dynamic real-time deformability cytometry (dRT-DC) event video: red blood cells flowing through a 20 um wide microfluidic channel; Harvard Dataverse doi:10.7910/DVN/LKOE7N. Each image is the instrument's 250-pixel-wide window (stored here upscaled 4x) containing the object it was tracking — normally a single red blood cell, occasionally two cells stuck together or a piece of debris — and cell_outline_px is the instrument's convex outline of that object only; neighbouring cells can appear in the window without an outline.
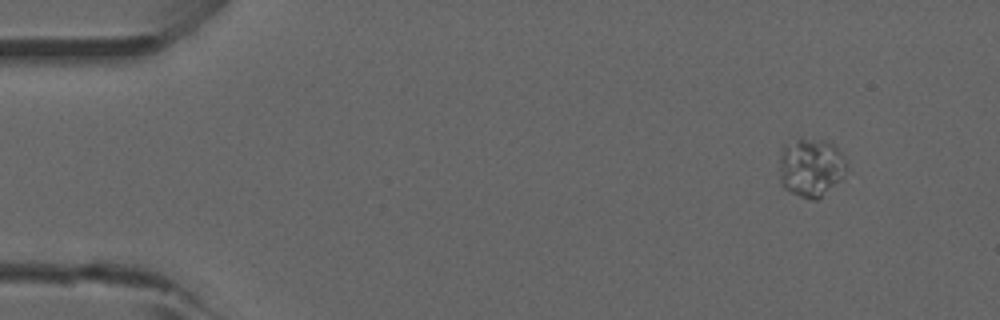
{"species": "common noctule bat (a hibernating species)", "species_latin": "Nyctalus noctula", "temperature_condition": "room temperature", "stored_images_in_passage": 48, "camera_frame_rate_fps": 3000, "um_per_image_px": 0.085, "animal": {"sex": "male", "forearm_length_mm": 52.5}, "frame": {"image": 1, "passage_image": 1, "time_ms": 0.0, "image_size_px": [1000, 320], "cell_outline_px": [[844, 180], [816, 200], [812, 200], [800, 196], [784, 188], [780, 184], [780, 160], [784, 144], [796, 140], [824, 140], [832, 144], [840, 152], [844, 164]], "centroid_in_image_um": [68.92, 14.28], "position_along_channel_um": 16.1, "area_um2": 22.6}}
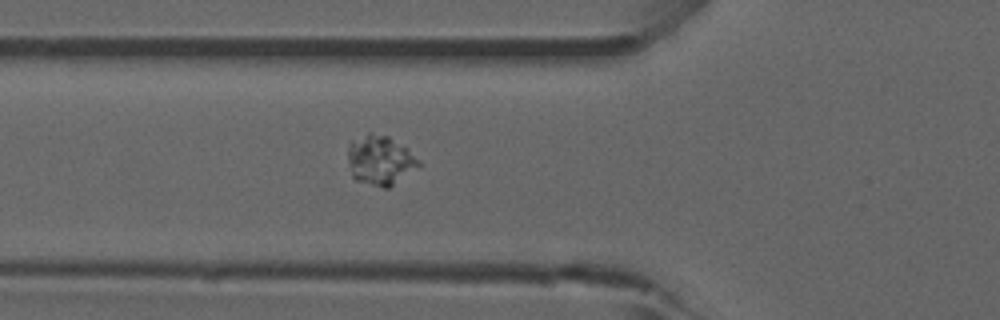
{"frame": {"image": 2, "passage_image": 15, "time_ms": 4.667, "image_size_px": [1000, 320], "cell_outline_px": [[420, 164], [388, 188], [384, 188], [356, 180], [352, 176], [348, 164], [348, 144], [352, 140], [368, 132], [372, 132], [388, 136], [420, 160]], "centroid_in_image_um": [32.24, 13.6], "position_along_channel_um": 93.6, "area_um2": 20.06}}
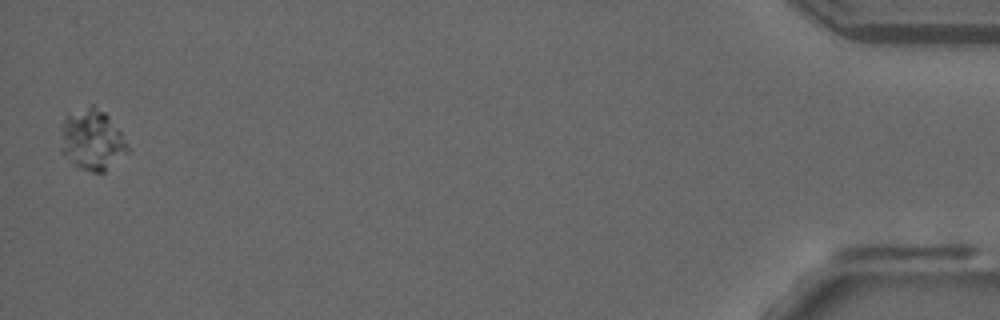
{"frame": {"image": 3, "passage_image": 48, "time_ms": 15.667, "image_size_px": [1000, 320], "cell_outline_px": [[128, 152], [104, 172], [92, 172], [80, 168], [72, 164], [60, 152], [60, 124], [68, 112], [92, 104], [104, 112], [108, 116], [120, 132], [128, 144]], "centroid_in_image_um": [7.76, 11.87], "position_along_channel_um": 427.4, "area_um2": 24.1}}